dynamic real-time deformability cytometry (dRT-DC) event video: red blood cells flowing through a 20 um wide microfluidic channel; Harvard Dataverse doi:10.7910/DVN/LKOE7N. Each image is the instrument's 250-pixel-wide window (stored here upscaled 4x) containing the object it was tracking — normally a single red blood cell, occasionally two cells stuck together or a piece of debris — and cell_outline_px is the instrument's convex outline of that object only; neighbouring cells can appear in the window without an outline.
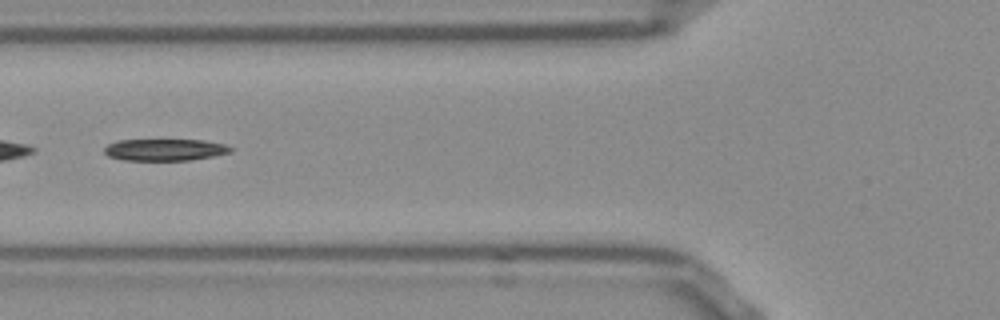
{"species": "Egyptian fruit bat (a non-hibernating species)", "species_latin": "Rousettus aegyptiacus", "temperature_condition": "room temperature", "stored_images_in_passage": 40, "camera_frame_rate_fps": 3000, "um_per_image_px": 0.085, "frame": {"image": 1, "passage_image": 7, "time_ms": 2.0, "image_size_px": [1000, 320], "cell_outline_px": [[236, 148], [232, 152], [212, 156], [188, 160], [124, 160], [108, 156], [104, 152], [104, 148], [108, 144], [120, 140], [204, 140], [224, 144]], "centroid_in_image_um": [14.05, 12.72], "position_along_channel_um": 111.8, "area_um2": 16.01}}
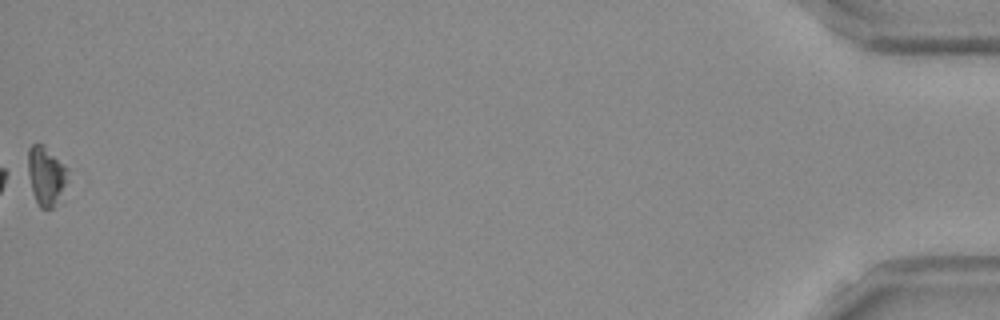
{"frame": {"image": 2, "passage_image": 40, "time_ms": 13.0, "image_size_px": [1000, 320], "cell_outline_px": [[68, 180], [64, 204], [52, 208], [40, 208], [36, 200], [32, 188], [28, 172], [28, 148], [32, 144], [44, 144], [68, 168]], "centroid_in_image_um": [4.0, 15.01], "position_along_channel_um": 431.2, "area_um2": 14.39}, "authors_computed_cell_mechanics": {"area_um2": 16.8487, "velocity_mm_per_s": 3.8429, "shape_relaxation_time_tau1_ms": 10.7014, "shape_relaxation_time_tau2_ms": null, "deformation_change_tau1": 0.1866, "deformation_change_tau2": null}}